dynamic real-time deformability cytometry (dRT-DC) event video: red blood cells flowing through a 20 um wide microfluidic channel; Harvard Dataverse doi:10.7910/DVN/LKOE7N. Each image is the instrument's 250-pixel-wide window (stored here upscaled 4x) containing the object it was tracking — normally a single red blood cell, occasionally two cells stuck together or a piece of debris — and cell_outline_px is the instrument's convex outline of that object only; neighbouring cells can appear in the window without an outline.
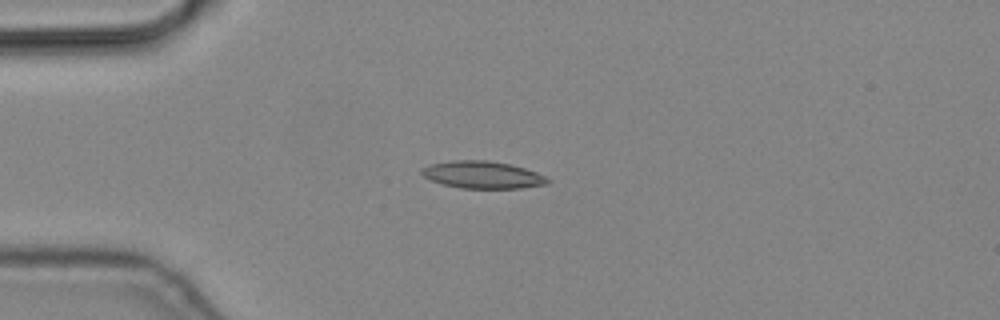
{"species": "common noctule bat (a hibernating species)", "species_latin": "Nyctalus noctula", "temperature_condition": "cold", "stored_images_in_passage": 8, "camera_frame_rate_fps": 3000, "um_per_image_px": 0.085, "animal": {"sex": "male", "body_mass_g": 19.2, "forearm_length_mm": 51.8}, "frame": {"image": 1, "passage_image": 5, "time_ms": 1.333, "image_size_px": [1000, 320], "cell_outline_px": [[552, 180], [548, 184], [520, 188], [460, 188], [444, 184], [432, 180], [424, 176], [420, 172], [420, 168], [432, 164], [452, 160], [488, 160], [508, 164], [524, 168], [536, 172]], "centroid_in_image_um": [41.03, 14.86], "position_along_channel_um": 44.0, "area_um2": 19.88}}
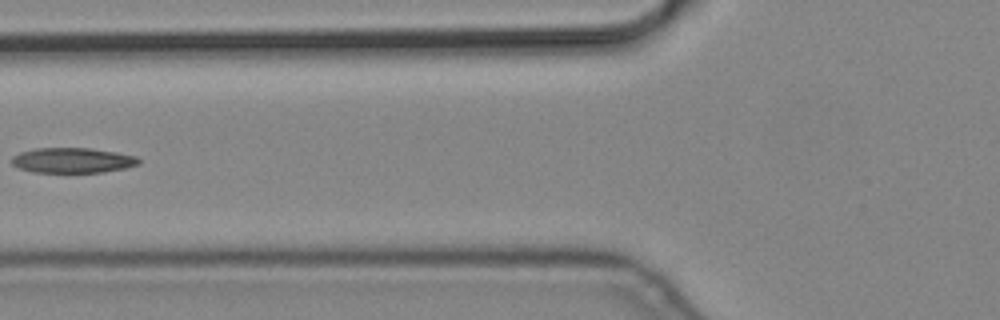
{"frame": {"image": 2, "passage_image": 7, "time_ms": 2.0, "image_size_px": [1000, 320], "cell_outline_px": [[140, 164], [124, 168], [104, 172], [32, 172], [20, 168], [12, 164], [12, 156], [20, 152], [36, 148], [92, 148], [116, 152], [136, 156], [140, 160]], "centroid_in_image_um": [6.18, 13.62], "position_along_channel_um": 119.6, "area_um2": 18.61}}
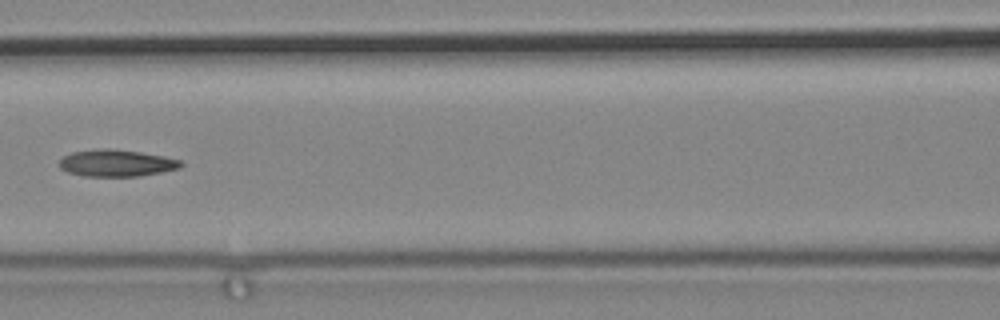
{"frame": {"image": 3, "passage_image": 8, "time_ms": 2.333, "image_size_px": [1000, 320], "cell_outline_px": [[184, 164], [180, 168], [140, 176], [84, 176], [68, 172], [60, 168], [60, 160], [64, 156], [72, 152], [100, 148], [108, 148], [140, 152], [164, 156], [180, 160]], "centroid_in_image_um": [9.91, 13.86], "position_along_channel_um": 156.7, "area_um2": 18.96}}